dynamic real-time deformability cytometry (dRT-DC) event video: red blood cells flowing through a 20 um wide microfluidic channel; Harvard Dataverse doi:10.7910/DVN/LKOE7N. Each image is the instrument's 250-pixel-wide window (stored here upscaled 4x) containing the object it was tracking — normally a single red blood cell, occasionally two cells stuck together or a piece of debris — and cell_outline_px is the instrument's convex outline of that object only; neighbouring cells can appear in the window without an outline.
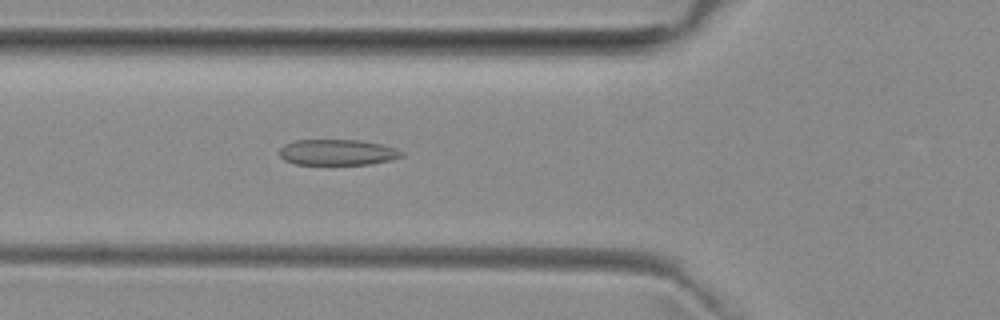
{"species": "common noctule bat (a hibernating species)", "species_latin": "Nyctalus noctula", "temperature_condition": "room temperature", "stored_images_in_passage": 38, "camera_frame_rate_fps": 3000, "um_per_image_px": 0.085, "animal": {"sex": "female", "body_mass_g": 29.2, "forearm_length_mm": 56.3}, "frame": {"image": 1, "passage_image": 8, "time_ms": 2.333, "image_size_px": [1000, 320], "cell_outline_px": [[404, 156], [372, 164], [296, 164], [284, 160], [280, 156], [280, 148], [284, 144], [296, 140], [360, 140], [380, 144], [396, 148], [404, 152]], "centroid_in_image_um": [28.68, 12.94], "position_along_channel_um": 97.1, "area_um2": 18.32}}
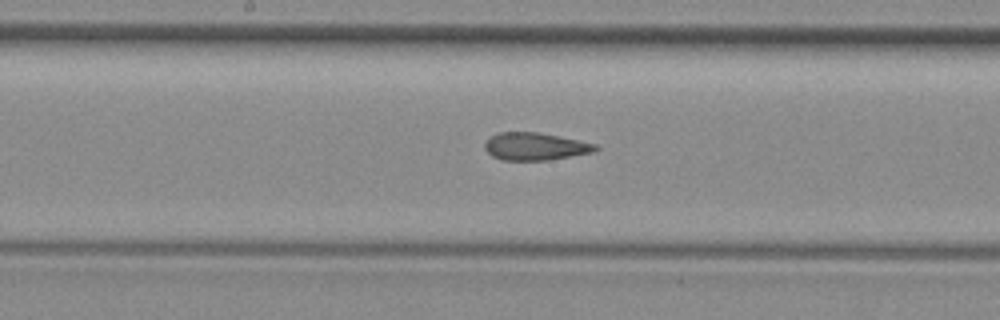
{"frame": {"image": 2, "passage_image": 16, "time_ms": 5.0, "image_size_px": [1000, 320], "cell_outline_px": [[600, 148], [592, 152], [548, 160], [500, 160], [492, 156], [484, 148], [484, 144], [492, 136], [500, 132], [536, 132], [596, 144]], "centroid_in_image_um": [45.46, 12.46], "position_along_channel_um": 202.7, "area_um2": 17.46}}
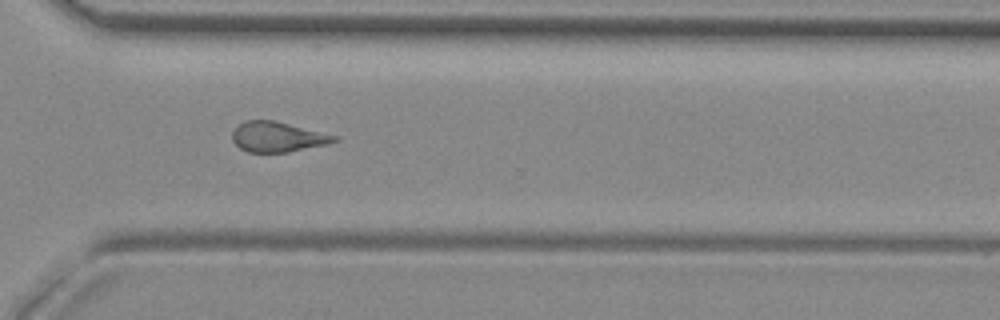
{"frame": {"image": 3, "passage_image": 27, "time_ms": 8.667, "image_size_px": [1000, 320], "cell_outline_px": [[340, 140], [328, 144], [288, 152], [248, 152], [240, 148], [232, 140], [232, 132], [244, 120], [272, 120], [340, 136]], "centroid_in_image_um": [23.63, 11.64], "position_along_channel_um": 347.0, "area_um2": 17.92}, "authors_computed_cell_mechanics": {"area_um2": 18.4093, "velocity_mm_per_s": 3.9377, "shape_relaxation_time_tau1_ms": null, "shape_relaxation_time_tau2_ms": 2.6403, "deformation_change_tau1": null, "deformation_change_tau2": 0.1224}}